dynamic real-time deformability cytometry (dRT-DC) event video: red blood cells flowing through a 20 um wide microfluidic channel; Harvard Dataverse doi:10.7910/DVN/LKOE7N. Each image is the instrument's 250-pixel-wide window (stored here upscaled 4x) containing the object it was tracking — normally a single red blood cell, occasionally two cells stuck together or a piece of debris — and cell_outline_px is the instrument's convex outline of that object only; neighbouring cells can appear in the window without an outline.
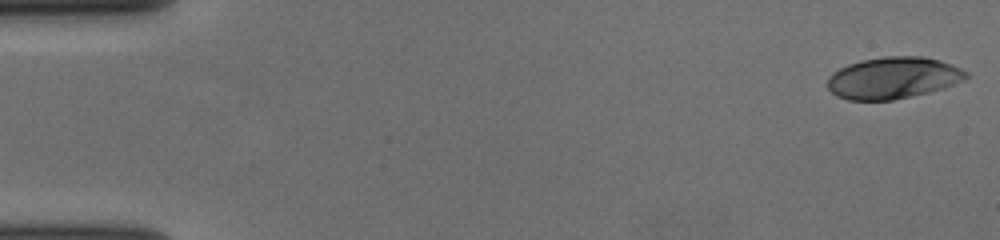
{"species": "human", "species_latin": "Homo sapiens", "temperature_condition": "cold", "stored_images_in_passage": 58, "camera_frame_rate_fps": 3000, "um_per_image_px": 0.085, "donor": {"sex": "female"}, "frame": {"image": 1, "passage_image": 1, "time_ms": 0.0, "image_size_px": [1000, 240], "cell_outline_px": [[968, 76], [952, 84], [928, 92], [892, 100], [848, 100], [836, 96], [828, 88], [828, 76], [832, 72], [848, 64], [860, 60], [884, 56], [924, 56], [940, 60], [952, 64], [968, 72]], "centroid_in_image_um": [75.87, 6.6], "position_along_channel_um": 9.1, "area_um2": 33.52}}
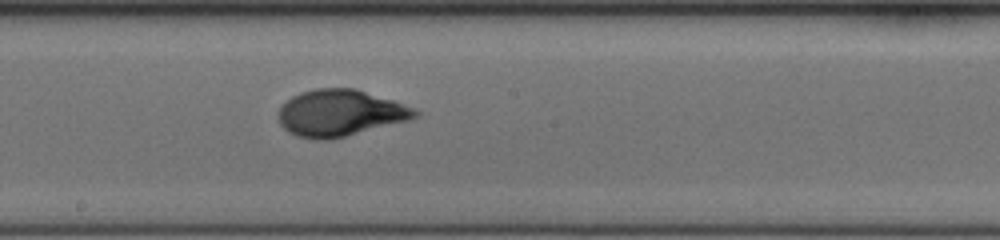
{"frame": {"image": 2, "passage_image": 32, "time_ms": 10.333, "image_size_px": [1000, 240], "cell_outline_px": [[420, 116], [408, 120], [328, 140], [316, 140], [296, 136], [288, 132], [280, 124], [276, 116], [276, 112], [292, 96], [300, 92], [316, 88], [356, 88], [416, 108], [420, 112]], "centroid_in_image_um": [28.88, 9.6], "position_along_channel_um": 219.3, "area_um2": 37.11}}
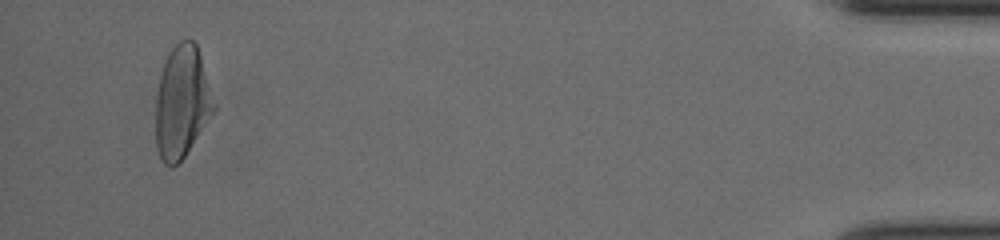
{"frame": {"image": 3, "passage_image": 55, "time_ms": 18.0, "image_size_px": [1000, 240], "cell_outline_px": [[216, 108], [184, 156], [172, 168], [164, 164], [160, 160], [156, 148], [156, 100], [160, 76], [164, 60], [168, 52], [180, 40], [192, 40], [196, 44], [216, 104]], "centroid_in_image_um": [15.44, 8.69], "position_along_channel_um": 419.8, "area_um2": 37.8}, "authors_computed_cell_mechanics": {"area_um2": 35.8071, "velocity_mm_per_s": 3.6144, "shape_relaxation_time_tau1_ms": 3.9668, "shape_relaxation_time_tau2_ms": 0.8526, "deformation_change_tau1": 0.1998, "deformation_change_tau2": 0.0459}}